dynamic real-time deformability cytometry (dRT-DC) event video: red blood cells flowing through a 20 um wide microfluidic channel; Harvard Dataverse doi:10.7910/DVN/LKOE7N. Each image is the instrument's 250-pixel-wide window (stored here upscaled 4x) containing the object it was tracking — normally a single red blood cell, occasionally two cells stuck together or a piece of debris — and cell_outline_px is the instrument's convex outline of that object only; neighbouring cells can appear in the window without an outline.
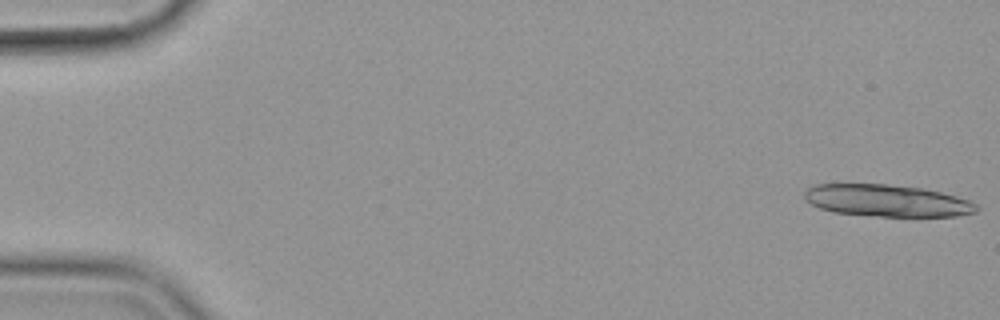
{"species": "common noctule bat (a hibernating species)", "species_latin": "Nyctalus noctula", "temperature_condition": "cold", "stored_images_in_passage": 16, "camera_frame_rate_fps": 3000, "um_per_image_px": 0.085, "animal": {"sex": "female", "body_mass_g": 19.9}, "frame": {"image": 1, "passage_image": 1, "time_ms": 0.0, "image_size_px": [1000, 320], "cell_outline_px": [[980, 208], [976, 212], [956, 216], [880, 216], [832, 212], [820, 208], [804, 200], [804, 192], [812, 184], [884, 184], [924, 188], [956, 196], [968, 200], [976, 204]], "centroid_in_image_um": [75.37, 17.05], "position_along_channel_um": 9.6, "area_um2": 32.08}}